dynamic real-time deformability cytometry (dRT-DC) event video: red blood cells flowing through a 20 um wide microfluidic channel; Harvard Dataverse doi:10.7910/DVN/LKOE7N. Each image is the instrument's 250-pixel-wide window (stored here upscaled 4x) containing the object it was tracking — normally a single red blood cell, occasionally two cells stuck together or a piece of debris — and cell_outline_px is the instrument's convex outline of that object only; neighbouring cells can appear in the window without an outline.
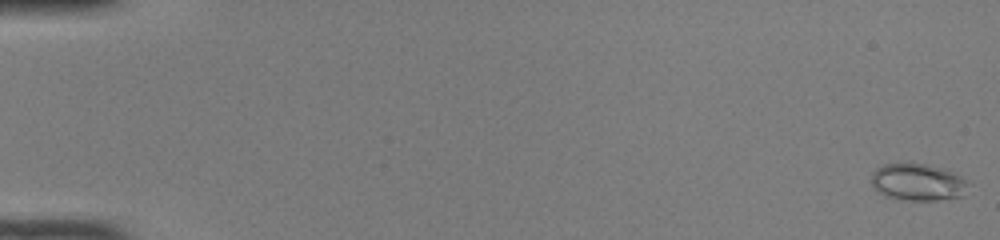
{"species": "common noctule bat (a hibernating species)", "species_latin": "Nyctalus noctula", "temperature_condition": "room temperature", "stored_images_in_passage": 50, "camera_frame_rate_fps": 3000, "um_per_image_px": 0.085, "animal": {"sex": "female", "body_mass_g": 22.0, "forearm_length_mm": 56.7}, "frame": {"image": 1, "passage_image": 1, "time_ms": 0.0, "image_size_px": [1000, 240], "cell_outline_px": [[972, 184], [960, 196], [936, 200], [896, 200], [884, 196], [872, 188], [872, 172], [876, 168], [884, 164], [924, 164], [940, 168], [952, 172], [968, 180]], "centroid_in_image_um": [77.99, 15.5], "position_along_channel_um": 7.0, "area_um2": 20.98}}
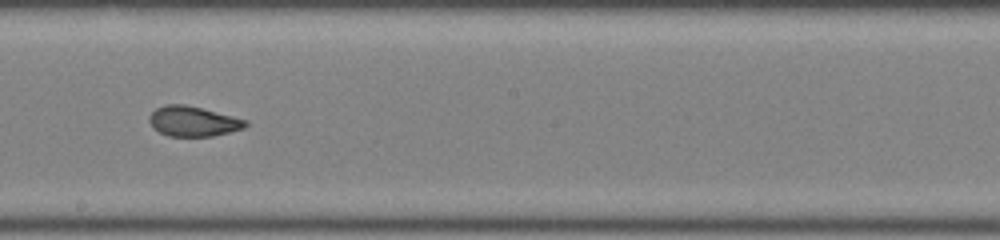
{"frame": {"image": 2, "passage_image": 30, "time_ms": 9.667, "image_size_px": [1000, 240], "cell_outline_px": [[248, 124], [244, 128], [212, 136], [168, 136], [152, 128], [148, 120], [148, 116], [156, 108], [164, 104], [184, 104], [248, 120]], "centroid_in_image_um": [16.37, 10.31], "position_along_channel_um": 231.8, "area_um2": 16.82}}
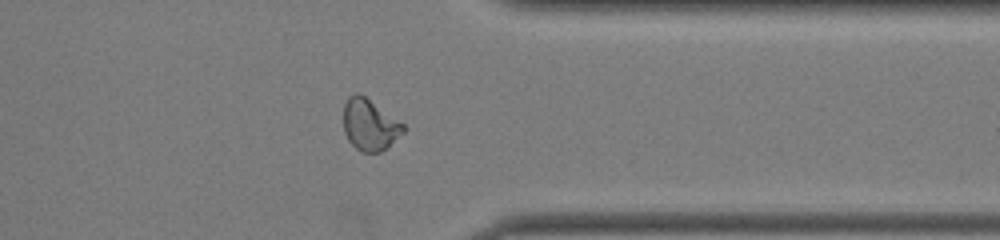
{"frame": {"image": 3, "passage_image": 41, "time_ms": 13.333, "image_size_px": [1000, 240], "cell_outline_px": [[404, 132], [380, 152], [360, 152], [348, 140], [344, 132], [344, 104], [348, 96], [356, 92], [360, 92], [404, 124]], "centroid_in_image_um": [31.4, 10.58], "position_along_channel_um": 380.0, "area_um2": 17.86}, "authors_computed_cell_mechanics": {"area_um2": 18.3804, "velocity_mm_per_s": 4.121, "shape_relaxation_time_tau1_ms": null, "shape_relaxation_time_tau2_ms": 1.2016, "deformation_change_tau1": null, "deformation_change_tau2": 0.0593}}